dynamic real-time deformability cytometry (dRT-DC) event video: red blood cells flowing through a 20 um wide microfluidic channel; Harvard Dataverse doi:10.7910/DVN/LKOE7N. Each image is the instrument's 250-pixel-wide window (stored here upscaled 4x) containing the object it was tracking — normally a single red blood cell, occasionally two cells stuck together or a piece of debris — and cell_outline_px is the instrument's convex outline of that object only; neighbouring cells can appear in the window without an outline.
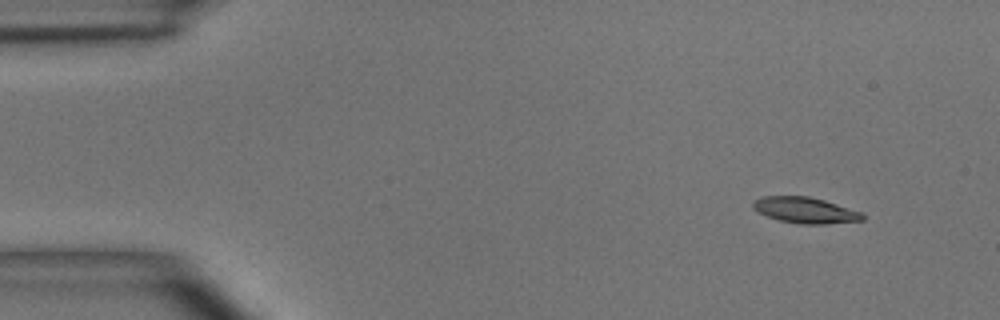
{"species": "common noctule bat (a hibernating species)", "species_latin": "Nyctalus noctula", "temperature_condition": "room temperature", "stored_images_in_passage": 4, "camera_frame_rate_fps": 3000, "um_per_image_px": 0.085, "animal": {"sex": "male", "body_mass_g": 15.6}, "frame": {"image": 1, "passage_image": 1, "time_ms": 0.0, "image_size_px": [1000, 320], "cell_outline_px": [[864, 220], [824, 224], [800, 224], [780, 220], [768, 216], [752, 208], [752, 200], [764, 196], [808, 196], [824, 200], [860, 212], [864, 216]], "centroid_in_image_um": [68.41, 17.86], "position_along_channel_um": 16.6, "area_um2": 16.36}}
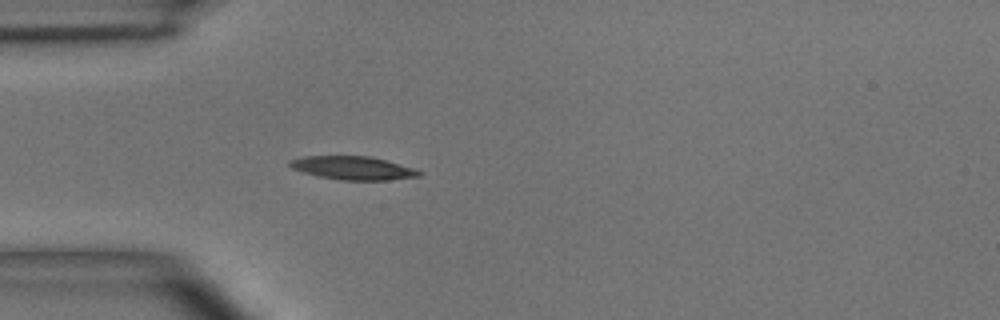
{"frame": {"image": 2, "passage_image": 4, "time_ms": 3.333, "image_size_px": [1000, 320], "cell_outline_px": [[420, 176], [388, 180], [340, 180], [316, 176], [292, 168], [288, 164], [288, 160], [304, 156], [372, 156], [412, 168], [420, 172]], "centroid_in_image_um": [29.94, 14.28], "position_along_channel_um": 55.1, "area_um2": 17.51}}